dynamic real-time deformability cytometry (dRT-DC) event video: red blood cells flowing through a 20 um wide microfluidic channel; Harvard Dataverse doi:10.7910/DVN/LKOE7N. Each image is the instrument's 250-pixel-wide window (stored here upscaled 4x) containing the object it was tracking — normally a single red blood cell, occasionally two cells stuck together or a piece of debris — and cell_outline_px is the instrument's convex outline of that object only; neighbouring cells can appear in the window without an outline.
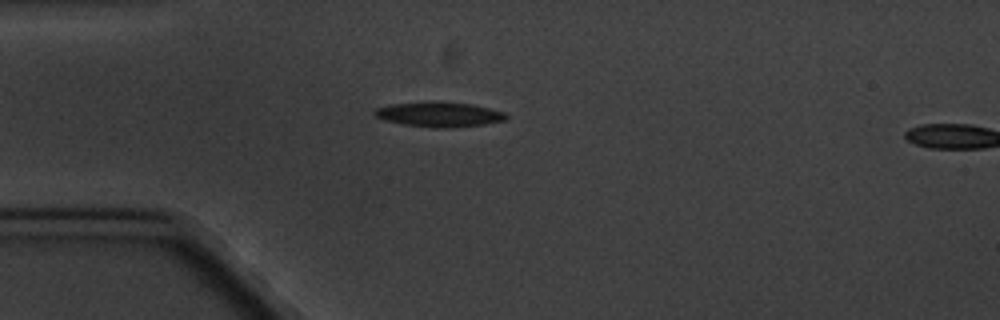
{"species": "common noctule bat (a hibernating species)", "species_latin": "Nyctalus noctula", "temperature_condition": "cold", "stored_images_in_passage": 3, "camera_frame_rate_fps": 3000, "um_per_image_px": 0.085, "animal": {"sex": "male", "body_mass_g": 20.1, "forearm_length_mm": 53.5}, "frame": {"image": 1, "passage_image": 2, "time_ms": 1.0, "image_size_px": [1000, 320], "cell_outline_px": [[508, 116], [504, 120], [484, 124], [452, 128], [432, 128], [404, 124], [384, 120], [376, 116], [372, 112], [376, 108], [392, 104], [472, 104], [504, 112]], "centroid_in_image_um": [37.34, 9.78], "position_along_channel_um": 47.7, "area_um2": 18.09}}